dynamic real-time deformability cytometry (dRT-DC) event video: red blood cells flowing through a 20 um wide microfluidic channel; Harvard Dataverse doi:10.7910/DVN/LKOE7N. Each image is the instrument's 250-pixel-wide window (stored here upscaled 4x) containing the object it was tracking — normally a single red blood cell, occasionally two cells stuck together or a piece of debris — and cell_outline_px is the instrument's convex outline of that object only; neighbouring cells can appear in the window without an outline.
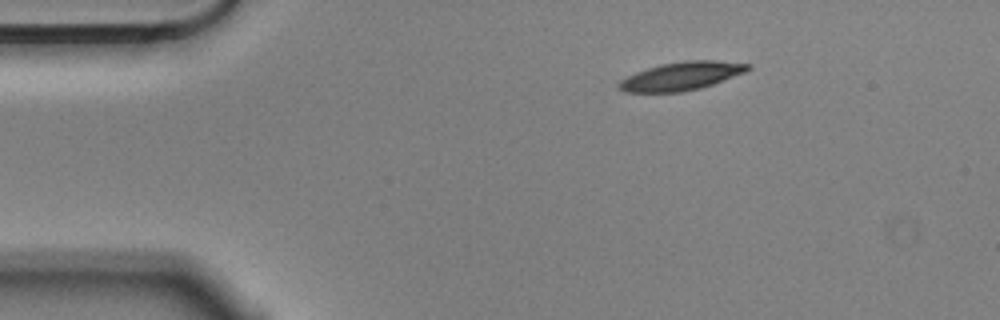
{"species": "Egyptian fruit bat (a non-hibernating species)", "species_latin": "Rousettus aegyptiacus", "temperature_condition": "cold", "stored_images_in_passage": 4, "segment_of_instrument_passage": [1, 2], "camera_frame_rate_fps": 3000, "um_per_image_px": 0.085, "animal": {"sex": "male"}, "frame": {"image": 1, "passage_image": 1, "time_ms": 0.0, "image_size_px": [1000, 320], "cell_outline_px": [[752, 68], [748, 72], [700, 88], [680, 92], [624, 92], [616, 88], [616, 84], [620, 80], [636, 72], [660, 64], [684, 60], [716, 60], [752, 64]], "centroid_in_image_um": [57.94, 6.46], "position_along_channel_um": 27.1, "area_um2": 21.5}}